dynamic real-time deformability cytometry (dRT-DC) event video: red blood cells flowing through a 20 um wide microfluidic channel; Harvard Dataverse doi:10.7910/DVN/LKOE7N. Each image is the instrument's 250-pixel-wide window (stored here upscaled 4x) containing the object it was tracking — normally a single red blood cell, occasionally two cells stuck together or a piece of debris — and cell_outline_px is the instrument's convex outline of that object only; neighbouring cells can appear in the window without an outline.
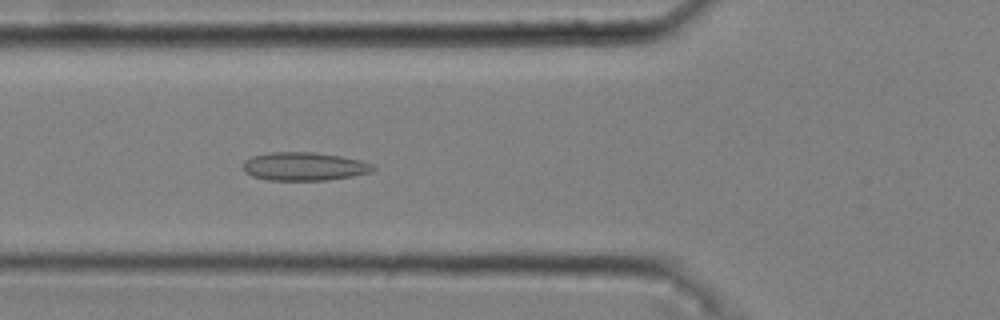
{"species": "common noctule bat (a hibernating species)", "species_latin": "Nyctalus noctula", "temperature_condition": "cold", "stored_images_in_passage": 51, "camera_frame_rate_fps": 3000, "um_per_image_px": 0.085, "animal": {"sex": "male", "body_mass_g": 20.4}, "frame": {"image": 1, "passage_image": 19, "time_ms": 6.0, "image_size_px": [1000, 320], "cell_outline_px": [[376, 168], [372, 172], [352, 176], [328, 180], [268, 180], [252, 176], [244, 172], [244, 160], [252, 156], [268, 152], [312, 152], [340, 156], [360, 160], [372, 164]], "centroid_in_image_um": [25.85, 14.14], "position_along_channel_um": 100.0, "area_um2": 21.5}}
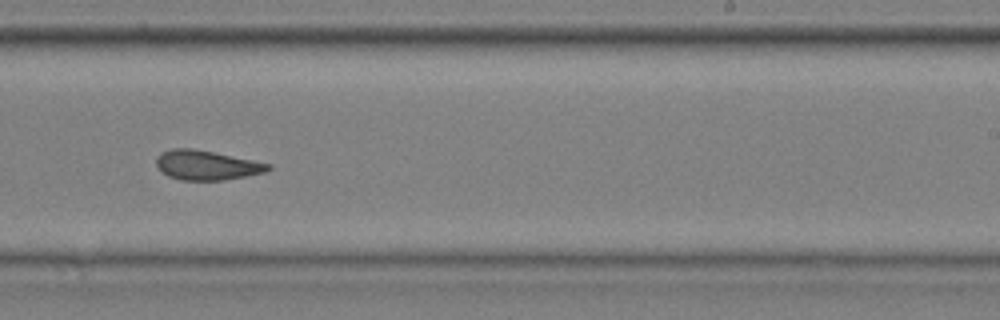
{"frame": {"image": 2, "passage_image": 33, "time_ms": 10.667, "image_size_px": [1000, 320], "cell_outline_px": [[272, 168], [264, 172], [224, 180], [180, 180], [168, 176], [156, 164], [156, 156], [160, 152], [172, 148], [192, 148], [272, 164]], "centroid_in_image_um": [17.54, 14.03], "position_along_channel_um": 271.5, "area_um2": 19.07}}
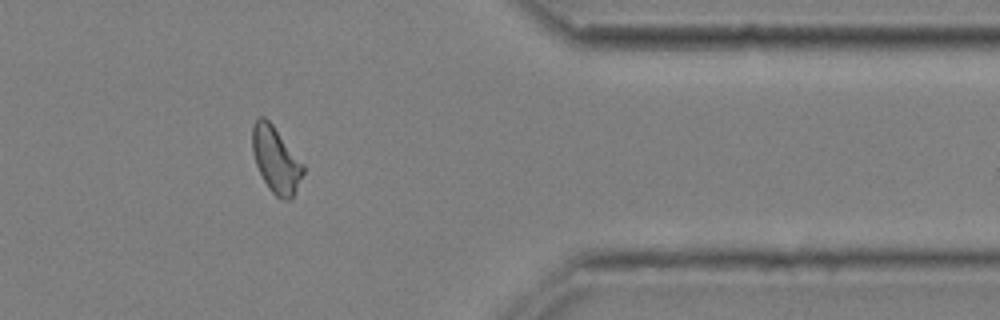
{"frame": {"image": 3, "passage_image": 44, "time_ms": 14.333, "image_size_px": [1000, 320], "cell_outline_px": [[304, 172], [292, 200], [280, 200], [268, 188], [256, 164], [252, 152], [252, 124], [260, 116], [264, 116], [272, 124], [304, 164]], "centroid_in_image_um": [23.45, 13.6], "position_along_channel_um": 387.9, "area_um2": 19.59}, "authors_computed_cell_mechanics": {"area_um2": 19.9988, "velocity_mm_per_s": 3.6795, "shape_relaxation_time_tau1_ms": null, "shape_relaxation_time_tau2_ms": 2.435, "deformation_change_tau1": null, "deformation_change_tau2": 0.0799}}